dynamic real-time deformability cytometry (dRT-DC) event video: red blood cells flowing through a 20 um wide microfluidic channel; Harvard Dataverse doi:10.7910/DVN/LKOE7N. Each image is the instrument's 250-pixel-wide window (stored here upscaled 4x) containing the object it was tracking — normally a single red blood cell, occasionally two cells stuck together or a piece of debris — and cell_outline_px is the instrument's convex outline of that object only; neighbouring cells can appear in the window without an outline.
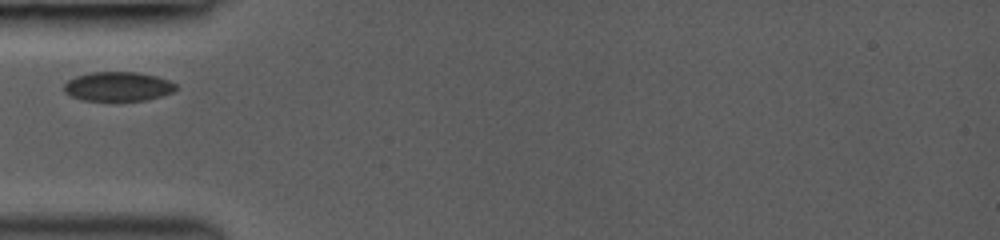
{"species": "common noctule bat (a hibernating species)", "species_latin": "Nyctalus noctula", "temperature_condition": "room temperature", "stored_images_in_passage": 3, "camera_frame_rate_fps": 3000, "um_per_image_px": 0.085, "animal": {"sex": "female", "body_mass_g": 19.0, "forearm_length_mm": 53.3}, "frame": {"image": 1, "passage_image": 1, "time_ms": 0.0, "image_size_px": [1000, 240], "cell_outline_px": [[180, 88], [172, 92], [160, 96], [144, 100], [80, 100], [64, 92], [64, 84], [68, 80], [76, 76], [92, 72], [136, 72], [156, 76], [168, 80], [176, 84]], "centroid_in_image_um": [10.03, 7.34], "position_along_channel_um": 75.0, "area_um2": 19.02}}